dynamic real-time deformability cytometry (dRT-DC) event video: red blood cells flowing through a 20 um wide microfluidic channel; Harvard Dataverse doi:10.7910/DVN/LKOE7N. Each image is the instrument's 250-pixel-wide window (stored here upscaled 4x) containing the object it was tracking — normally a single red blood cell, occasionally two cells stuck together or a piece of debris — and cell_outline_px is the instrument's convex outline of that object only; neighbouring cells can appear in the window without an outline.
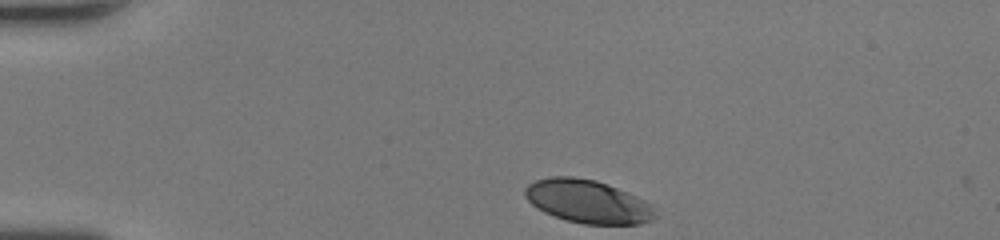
{"species": "human", "species_latin": "Homo sapiens", "temperature_condition": "room temperature", "stored_images_in_passage": 31, "camera_frame_rate_fps": 3000, "um_per_image_px": 0.085, "donor": {"sex": "female"}, "frame": {"image": 1, "passage_image": 1, "time_ms": 0.0, "image_size_px": [1000, 240], "cell_outline_px": [[656, 216], [652, 220], [640, 224], [584, 224], [568, 220], [544, 212], [532, 204], [524, 196], [524, 188], [528, 184], [536, 180], [552, 176], [572, 176], [596, 180], [608, 184], [628, 192], [644, 200], [648, 204]], "centroid_in_image_um": [49.92, 17.11], "position_along_channel_um": 35.1, "area_um2": 32.54}}
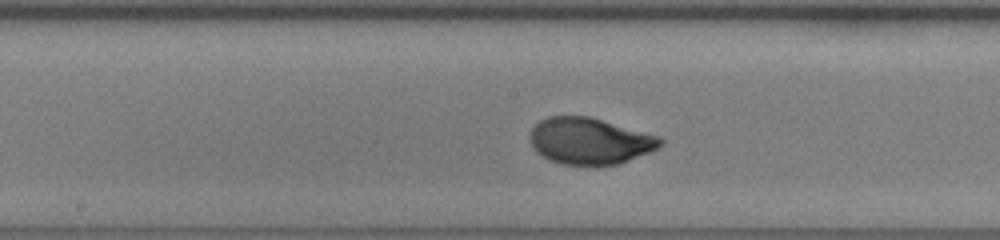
{"frame": {"image": 2, "passage_image": 17, "time_ms": 5.333, "image_size_px": [1000, 240], "cell_outline_px": [[664, 144], [660, 148], [620, 164], [564, 164], [552, 160], [536, 152], [532, 148], [528, 140], [528, 132], [540, 120], [548, 116], [588, 116], [660, 136], [664, 140]], "centroid_in_image_um": [50.13, 11.97], "position_along_channel_um": 198.1, "area_um2": 35.43}}
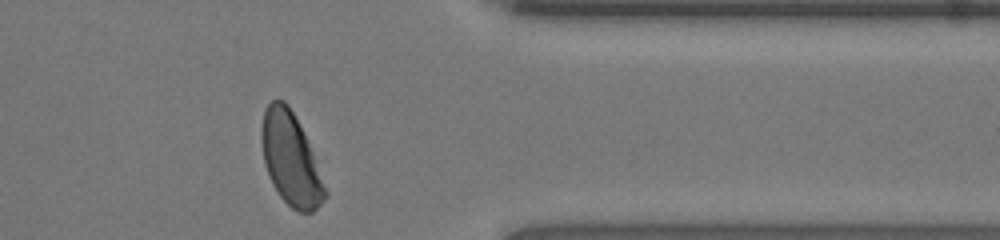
{"frame": {"image": 3, "passage_image": 31, "time_ms": 10.0, "image_size_px": [1000, 240], "cell_outline_px": [[328, 196], [312, 212], [300, 212], [292, 208], [280, 196], [272, 184], [264, 164], [260, 140], [260, 128], [264, 108], [272, 100], [284, 100], [288, 104], [312, 152], [328, 192]], "centroid_in_image_um": [24.67, 13.53], "position_along_channel_um": 386.7, "area_um2": 33.93}, "authors_computed_cell_mechanics": {"area_um2": 35.3158, "velocity_mm_per_s": 4.2368, "shape_relaxation_time_tau1_ms": 2.6417, "shape_relaxation_time_tau2_ms": null, "deformation_change_tau1": 0.1486, "deformation_change_tau2": null}}